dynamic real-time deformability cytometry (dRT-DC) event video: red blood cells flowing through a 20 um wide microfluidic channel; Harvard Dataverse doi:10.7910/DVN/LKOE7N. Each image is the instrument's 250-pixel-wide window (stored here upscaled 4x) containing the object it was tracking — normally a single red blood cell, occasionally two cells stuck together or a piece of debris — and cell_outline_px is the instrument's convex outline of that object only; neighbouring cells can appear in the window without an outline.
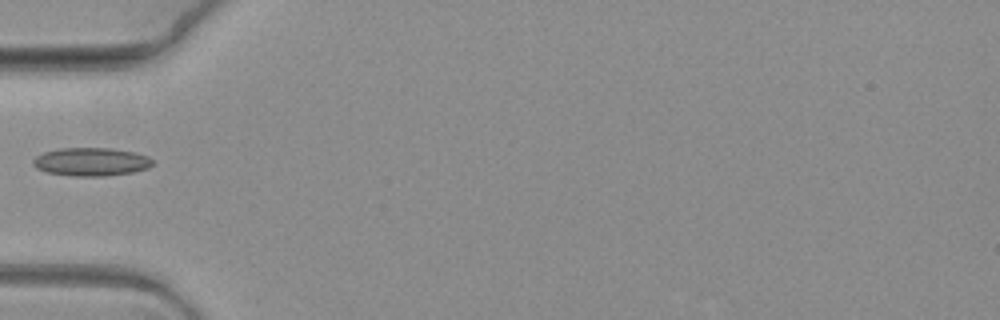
{"species": "common noctule bat (a hibernating species)", "species_latin": "Nyctalus noctula", "temperature_condition": "warm", "stored_images_in_passage": 17, "camera_frame_rate_fps": 3000, "um_per_image_px": 0.085, "animal": {"sex": "female", "body_mass_g": 19.3, "forearm_length_mm": 54.1}, "frame": {"image": 1, "passage_image": 6, "time_ms": 1.667, "image_size_px": [1000, 320], "cell_outline_px": [[152, 164], [148, 168], [132, 172], [104, 176], [76, 176], [48, 172], [36, 168], [32, 164], [32, 160], [36, 156], [44, 152], [60, 148], [112, 148], [136, 152], [148, 156], [152, 160]], "centroid_in_image_um": [7.75, 13.74], "position_along_channel_um": 77.3, "area_um2": 19.65}}